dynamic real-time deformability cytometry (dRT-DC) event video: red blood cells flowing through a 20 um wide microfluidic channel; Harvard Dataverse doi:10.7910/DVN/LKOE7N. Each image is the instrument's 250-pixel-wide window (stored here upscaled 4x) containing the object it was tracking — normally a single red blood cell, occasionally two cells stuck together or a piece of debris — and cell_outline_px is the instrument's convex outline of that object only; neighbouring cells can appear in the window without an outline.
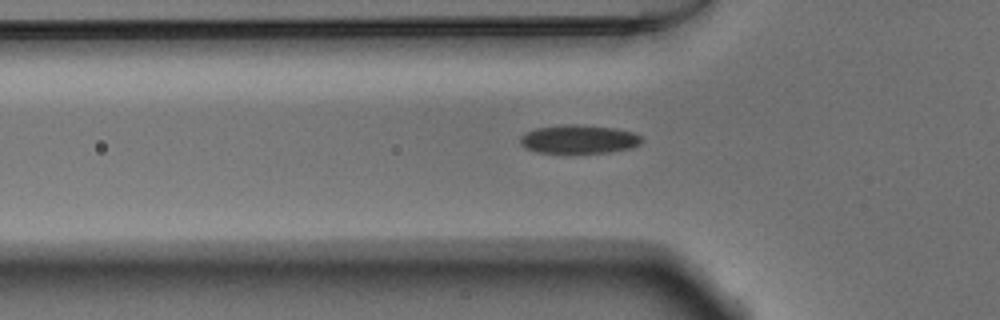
{"species": "Egyptian fruit bat (a non-hibernating species)", "species_latin": "Rousettus aegyptiacus", "temperature_condition": "warm", "stored_images_in_passage": 32, "camera_frame_rate_fps": 3000, "um_per_image_px": 0.085, "animal": {"sex": "male"}, "frame": {"image": 1, "passage_image": 3, "time_ms": 0.667, "image_size_px": [1000, 320], "cell_outline_px": [[644, 140], [640, 144], [632, 148], [608, 152], [536, 152], [524, 148], [520, 144], [520, 136], [524, 132], [536, 128], [564, 124], [576, 124], [616, 128], [632, 132], [640, 136]], "centroid_in_image_um": [49.18, 11.82], "position_along_channel_um": 76.6, "area_um2": 20.29}}
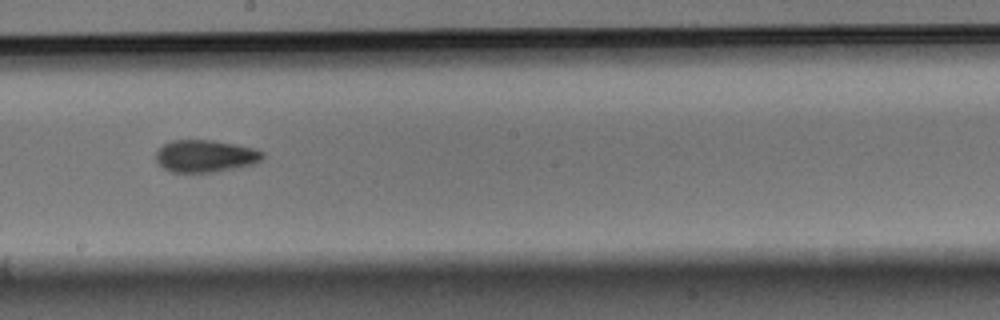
{"frame": {"image": 2, "passage_image": 15, "time_ms": 4.667, "image_size_px": [1000, 320], "cell_outline_px": [[264, 156], [260, 160], [252, 164], [216, 172], [172, 172], [164, 168], [156, 160], [156, 148], [172, 140], [212, 140], [236, 144], [256, 148], [264, 152]], "centroid_in_image_um": [17.45, 13.25], "position_along_channel_um": 230.8, "area_um2": 20.11}}
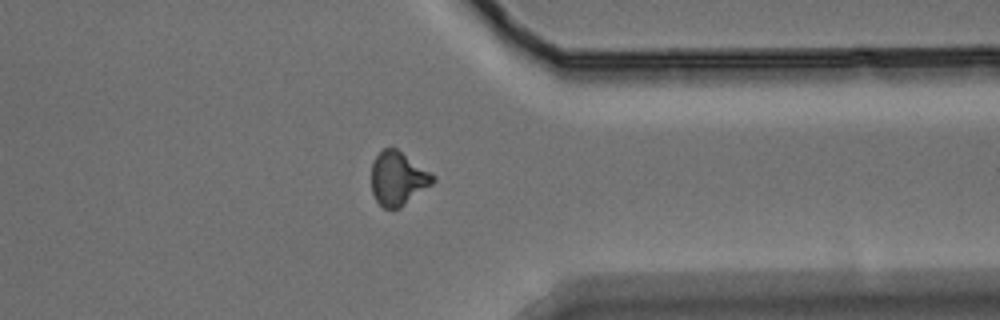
{"frame": {"image": 3, "passage_image": 27, "time_ms": 8.667, "image_size_px": [1000, 320], "cell_outline_px": [[436, 180], [432, 184], [400, 208], [384, 208], [376, 200], [372, 192], [372, 164], [376, 156], [384, 148], [396, 148], [436, 176]], "centroid_in_image_um": [33.83, 15.17], "position_along_channel_um": 377.6, "area_um2": 19.02}, "authors_computed_cell_mechanics": {"area_um2": 19.9988, "velocity_mm_per_s": 3.8294, "shape_relaxation_time_tau1_ms": 3.665, "shape_relaxation_time_tau2_ms": 3.6593, "deformation_change_tau1": 0.1116, "deformation_change_tau2": 0.0818}}